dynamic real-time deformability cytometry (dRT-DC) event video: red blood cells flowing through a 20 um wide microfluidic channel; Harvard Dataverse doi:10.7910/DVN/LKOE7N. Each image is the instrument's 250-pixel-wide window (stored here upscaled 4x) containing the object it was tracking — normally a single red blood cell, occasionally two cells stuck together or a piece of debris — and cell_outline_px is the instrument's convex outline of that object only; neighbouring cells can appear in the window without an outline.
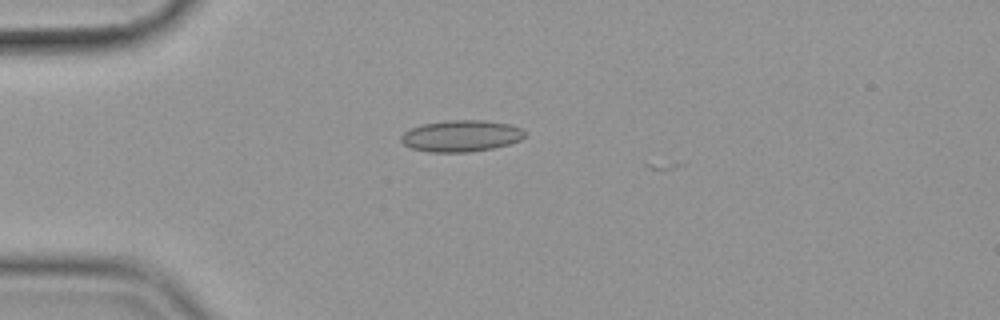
{"species": "common noctule bat (a hibernating species)", "species_latin": "Nyctalus noctula", "temperature_condition": "cold", "stored_images_in_passage": 3, "camera_frame_rate_fps": 3000, "um_per_image_px": 0.085, "animal": {"sex": "female", "body_mass_g": 19.9}, "frame": {"image": 1, "passage_image": 2, "time_ms": 0.333, "image_size_px": [1000, 320], "cell_outline_px": [[524, 136], [520, 140], [508, 144], [492, 148], [468, 152], [428, 152], [412, 148], [404, 144], [400, 140], [400, 136], [404, 132], [412, 128], [424, 124], [448, 120], [480, 120], [508, 124], [520, 128], [524, 132]], "centroid_in_image_um": [39.16, 11.56], "position_along_channel_um": 45.8, "area_um2": 22.43}}